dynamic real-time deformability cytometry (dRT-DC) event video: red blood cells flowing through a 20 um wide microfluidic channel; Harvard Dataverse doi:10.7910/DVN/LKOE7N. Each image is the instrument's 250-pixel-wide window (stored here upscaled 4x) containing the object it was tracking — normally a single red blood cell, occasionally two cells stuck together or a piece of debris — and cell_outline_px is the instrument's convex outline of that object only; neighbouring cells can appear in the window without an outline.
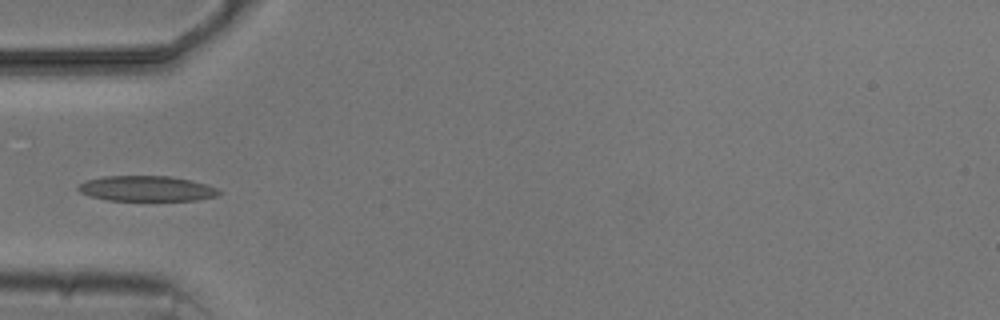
{"species": "common noctule bat (a hibernating species)", "species_latin": "Nyctalus noctula", "temperature_condition": "cold", "stored_images_in_passage": 5, "camera_frame_rate_fps": 3000, "um_per_image_px": 0.085, "animal": {"sex": "male", "body_mass_g": 20.5, "forearm_length_mm": 52.5}, "frame": {"image": 1, "passage_image": 5, "time_ms": 5.333, "image_size_px": [1000, 320], "cell_outline_px": [[224, 192], [216, 196], [196, 200], [108, 200], [92, 196], [80, 192], [76, 188], [80, 184], [88, 180], [104, 176], [168, 176], [192, 180], [216, 188]], "centroid_in_image_um": [12.48, 16.02], "position_along_channel_um": 72.5, "area_um2": 20.58}}